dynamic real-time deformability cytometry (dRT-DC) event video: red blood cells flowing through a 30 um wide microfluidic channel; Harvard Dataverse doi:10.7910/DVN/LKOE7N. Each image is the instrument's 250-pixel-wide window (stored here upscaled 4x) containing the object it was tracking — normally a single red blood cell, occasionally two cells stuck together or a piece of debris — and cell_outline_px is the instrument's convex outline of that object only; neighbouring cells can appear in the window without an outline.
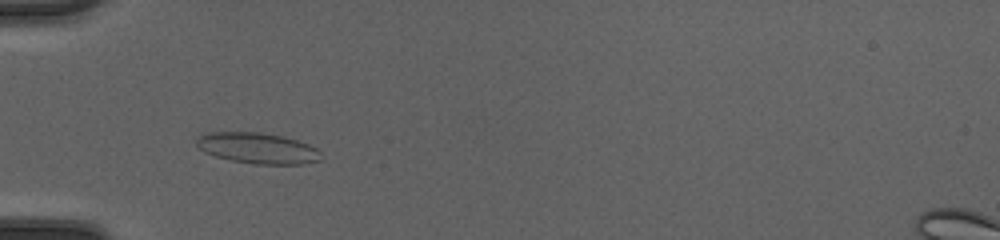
{"species": "common noctule bat (a hibernating species)", "species_latin": "Nyctalus noctula", "temperature_condition": "cold", "stored_images_in_passage": 42, "camera_frame_rate_fps": 3000, "um_per_image_px": 0.085, "animal": {"sex": "female", "body_mass_g": 20.0, "forearm_length_mm": 54.0}, "frame": {"image": 1, "passage_image": 10, "time_ms": 3.0, "image_size_px": [1000, 240], "cell_outline_px": [[320, 160], [300, 164], [256, 164], [232, 160], [216, 156], [204, 152], [196, 144], [196, 140], [200, 136], [208, 132], [260, 132], [280, 136], [296, 140], [308, 144], [316, 148], [320, 152]], "centroid_in_image_um": [21.88, 12.59], "position_along_channel_um": 63.1, "area_um2": 22.08}}
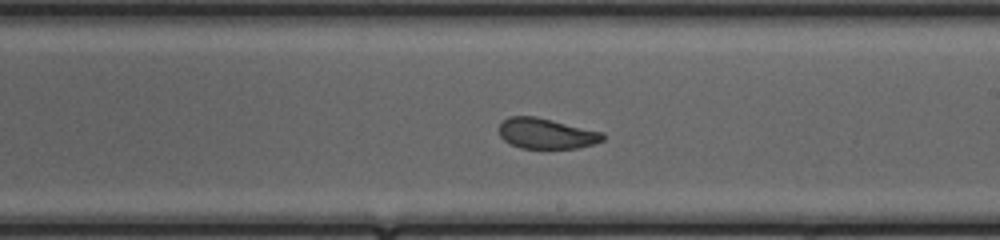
{"frame": {"image": 2, "passage_image": 23, "time_ms": 7.333, "image_size_px": [1000, 240], "cell_outline_px": [[604, 140], [592, 144], [576, 148], [520, 148], [504, 140], [500, 136], [500, 124], [508, 116], [536, 116], [604, 132]], "centroid_in_image_um": [46.45, 11.34], "position_along_channel_um": 242.6, "area_um2": 18.38}}
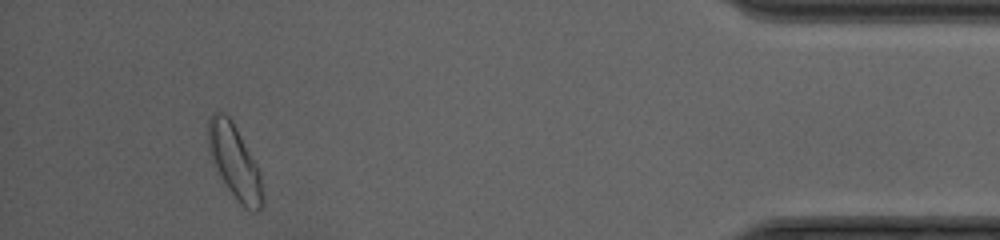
{"frame": {"image": 3, "passage_image": 39, "time_ms": 12.667, "image_size_px": [1000, 240], "cell_outline_px": [[260, 208], [256, 212], [252, 212], [244, 208], [236, 200], [220, 176], [208, 152], [208, 120], [212, 112], [220, 112], [228, 116], [232, 120], [260, 172]], "centroid_in_image_um": [19.88, 13.71], "position_along_channel_um": 415.3, "area_um2": 22.72}, "authors_computed_cell_mechanics": {"area_um2": 20.4901, "velocity_mm_per_s": 4.2661, "shape_relaxation_time_tau1_ms": 6.7372, "shape_relaxation_time_tau2_ms": 1.2509, "deformation_change_tau1": 0.1726, "deformation_change_tau2": 0.0609}}